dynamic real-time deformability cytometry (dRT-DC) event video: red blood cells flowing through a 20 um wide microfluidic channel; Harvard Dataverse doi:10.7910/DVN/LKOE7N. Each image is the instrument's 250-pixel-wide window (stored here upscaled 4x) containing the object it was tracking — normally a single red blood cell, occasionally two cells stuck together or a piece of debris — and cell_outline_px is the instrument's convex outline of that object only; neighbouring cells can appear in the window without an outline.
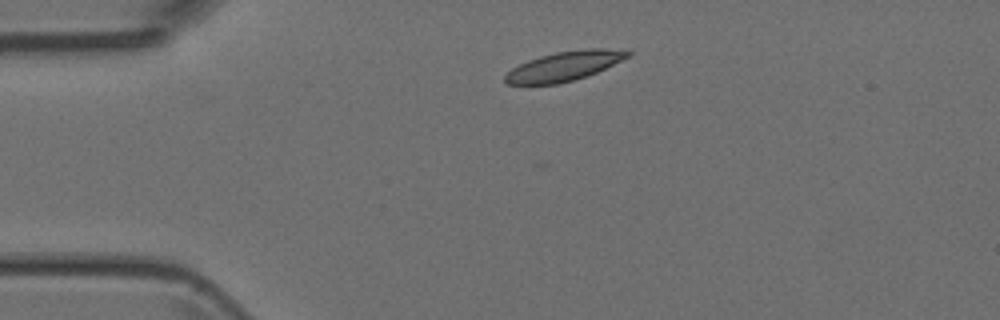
{"species": "Egyptian fruit bat (a non-hibernating species)", "species_latin": "Rousettus aegyptiacus", "temperature_condition": "room temperature", "stored_images_in_passage": 40, "camera_frame_rate_fps": 3000, "um_per_image_px": 0.085, "animal": {"sex": "female"}, "frame": {"image": 1, "passage_image": 1, "time_ms": 0.0, "image_size_px": [1000, 320], "cell_outline_px": [[632, 52], [628, 56], [588, 76], [556, 84], [508, 84], [504, 80], [504, 76], [512, 68], [528, 60], [540, 56], [556, 52], [584, 48], [600, 48]], "centroid_in_image_um": [47.9, 5.62], "position_along_channel_um": 37.1, "area_um2": 20.58}}
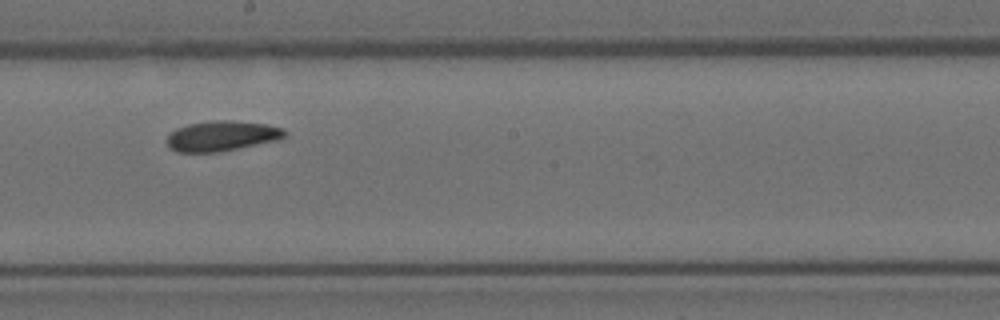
{"frame": {"image": 2, "passage_image": 18, "time_ms": 5.667, "image_size_px": [1000, 320], "cell_outline_px": [[288, 132], [280, 140], [220, 152], [176, 152], [168, 148], [164, 140], [176, 128], [188, 124], [212, 120], [232, 120], [264, 124], [284, 128]], "centroid_in_image_um": [18.84, 11.56], "position_along_channel_um": 229.4, "area_um2": 21.1}}
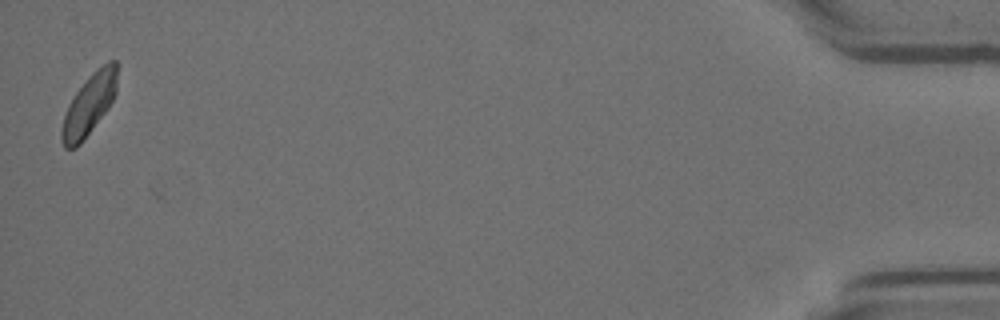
{"frame": {"image": 3, "passage_image": 40, "time_ms": 13.0, "image_size_px": [1000, 320], "cell_outline_px": [[116, 92], [112, 100], [104, 112], [80, 144], [76, 148], [64, 148], [60, 140], [60, 132], [64, 116], [68, 104], [76, 92], [88, 76], [96, 68], [108, 60], [116, 60]], "centroid_in_image_um": [7.54, 8.88], "position_along_channel_um": 427.7, "area_um2": 19.42}}